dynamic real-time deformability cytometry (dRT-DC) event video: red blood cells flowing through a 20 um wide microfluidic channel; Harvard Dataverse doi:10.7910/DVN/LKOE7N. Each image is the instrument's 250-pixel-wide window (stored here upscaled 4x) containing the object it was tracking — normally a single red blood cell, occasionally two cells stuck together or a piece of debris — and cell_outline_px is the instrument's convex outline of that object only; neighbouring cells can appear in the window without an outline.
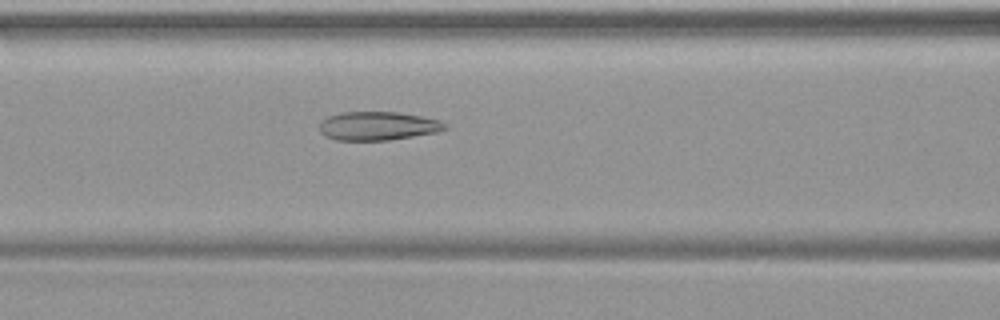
{"species": "common noctule bat (a hibernating species)", "species_latin": "Nyctalus noctula", "temperature_condition": "warm", "stored_images_in_passage": 49, "camera_frame_rate_fps": 3000, "um_per_image_px": 0.085, "animal": {"sex": "female", "body_mass_g": 19.9}, "frame": {"image": 1, "passage_image": 21, "time_ms": 6.667, "image_size_px": [1000, 320], "cell_outline_px": [[448, 128], [436, 132], [388, 140], [336, 140], [324, 136], [320, 132], [320, 120], [328, 116], [340, 112], [400, 112], [440, 120], [448, 124]], "centroid_in_image_um": [32.1, 10.7], "position_along_channel_um": 134.5, "area_um2": 21.04}}
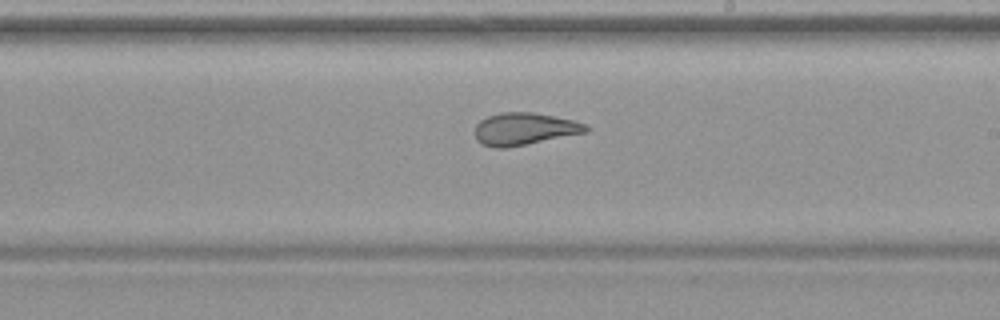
{"frame": {"image": 2, "passage_image": 29, "time_ms": 9.333, "image_size_px": [1000, 320], "cell_outline_px": [[588, 132], [504, 148], [496, 148], [480, 144], [476, 140], [476, 124], [480, 120], [488, 116], [500, 112], [532, 112], [572, 120], [584, 124], [588, 128]], "centroid_in_image_um": [44.52, 10.96], "position_along_channel_um": 244.5, "area_um2": 20.63}}
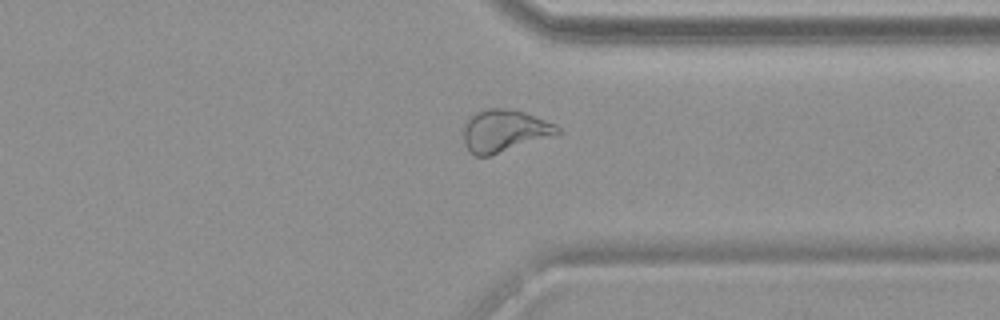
{"frame": {"image": 3, "passage_image": 38, "time_ms": 12.333, "image_size_px": [1000, 320], "cell_outline_px": [[560, 132], [556, 136], [488, 156], [476, 156], [464, 144], [464, 120], [472, 112], [488, 108], [504, 108], [524, 112], [556, 124], [560, 128]], "centroid_in_image_um": [42.87, 11.1], "position_along_channel_um": 368.5, "area_um2": 23.41}}